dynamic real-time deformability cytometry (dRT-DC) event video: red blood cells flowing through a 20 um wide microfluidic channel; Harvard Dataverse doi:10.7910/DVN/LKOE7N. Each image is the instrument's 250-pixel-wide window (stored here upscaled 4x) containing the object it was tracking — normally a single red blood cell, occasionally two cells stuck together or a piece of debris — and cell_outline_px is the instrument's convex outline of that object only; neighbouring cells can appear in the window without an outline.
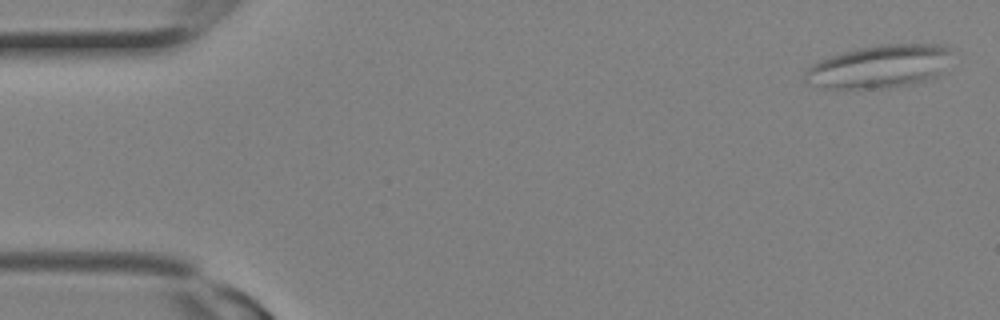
{"species": "Egyptian fruit bat (a non-hibernating species)", "species_latin": "Rousettus aegyptiacus", "temperature_condition": "room temperature", "stored_images_in_passage": 3, "camera_frame_rate_fps": 3000, "um_per_image_px": 0.085, "animal": {"sex": "female"}, "frame": {"image": 1, "passage_image": 1, "time_ms": 0.0, "image_size_px": [1000, 320], "cell_outline_px": [[952, 48], [940, 76], [932, 80], [888, 88], [824, 88], [808, 84], [804, 80], [804, 72], [812, 64], [828, 56], [860, 48], [880, 44], [940, 44]], "centroid_in_image_um": [74.75, 5.66], "position_along_channel_um": 10.2, "area_um2": 36.99}}